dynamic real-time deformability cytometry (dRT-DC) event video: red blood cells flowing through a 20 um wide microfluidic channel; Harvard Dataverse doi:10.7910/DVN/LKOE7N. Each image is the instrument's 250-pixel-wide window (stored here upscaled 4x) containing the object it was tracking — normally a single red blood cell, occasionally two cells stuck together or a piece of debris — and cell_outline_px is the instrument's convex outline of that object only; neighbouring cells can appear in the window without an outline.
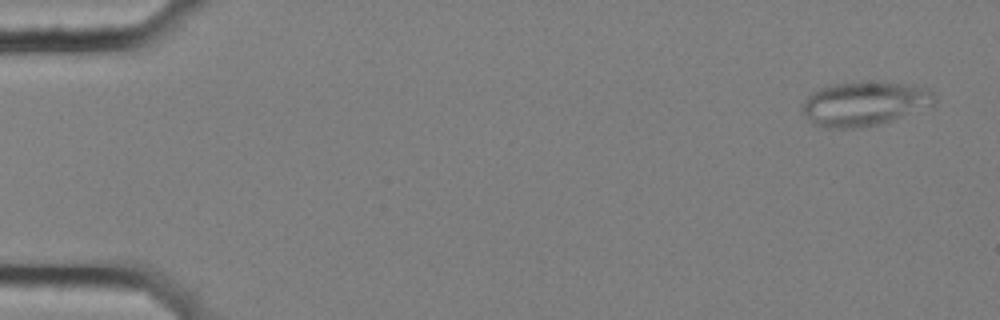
{"species": "common noctule bat (a hibernating species)", "species_latin": "Nyctalus noctula", "temperature_condition": "cold", "stored_images_in_passage": 57, "segment_of_instrument_passage": [1, 2], "camera_frame_rate_fps": 3000, "um_per_image_px": 0.085, "animal": {"sex": "female", "body_mass_g": 25.1}, "frame": {"image": 1, "passage_image": 3, "time_ms": 0.667, "image_size_px": [1000, 320], "cell_outline_px": [[936, 100], [932, 108], [892, 120], [860, 128], [824, 128], [812, 124], [808, 120], [804, 112], [804, 100], [812, 92], [820, 88], [832, 84], [860, 80], [876, 80], [908, 84], [928, 88], [932, 92]], "centroid_in_image_um": [73.53, 8.79], "position_along_channel_um": 11.5, "area_um2": 34.91}}